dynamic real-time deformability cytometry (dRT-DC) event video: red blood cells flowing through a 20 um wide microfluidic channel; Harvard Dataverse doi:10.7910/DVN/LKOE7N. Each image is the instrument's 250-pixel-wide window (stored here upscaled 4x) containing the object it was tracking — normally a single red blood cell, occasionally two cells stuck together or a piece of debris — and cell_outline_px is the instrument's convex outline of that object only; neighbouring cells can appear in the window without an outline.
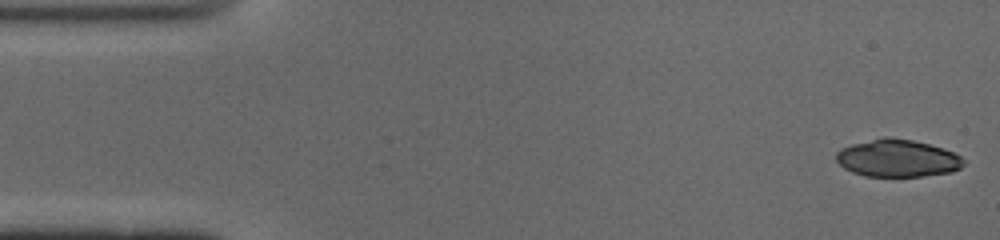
{"species": "common noctule bat (a hibernating species)", "species_latin": "Nyctalus noctula", "temperature_condition": "cold", "stored_images_in_passage": 50, "camera_frame_rate_fps": 3000, "um_per_image_px": 0.085, "animal": {"sex": "male", "body_mass_g": 19.0, "forearm_length_mm": 50.8}, "frame": {"image": 1, "passage_image": 1, "time_ms": 0.0, "image_size_px": [1000, 240], "cell_outline_px": [[964, 164], [960, 168], [952, 172], [924, 176], [864, 176], [852, 172], [844, 168], [836, 160], [836, 152], [840, 148], [852, 144], [884, 136], [912, 140], [944, 148], [960, 156], [964, 160]], "centroid_in_image_um": [76.27, 13.45], "position_along_channel_um": 8.7, "area_um2": 27.8}}
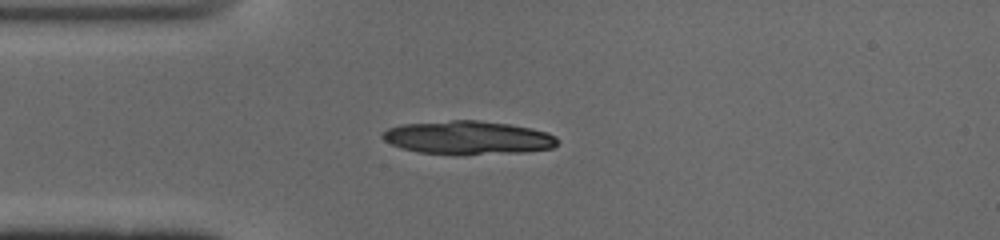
{"frame": {"image": 2, "passage_image": 12, "time_ms": 3.667, "image_size_px": [1000, 240], "cell_outline_px": [[560, 140], [552, 148], [524, 152], [420, 152], [400, 148], [384, 140], [380, 136], [380, 132], [388, 128], [400, 124], [452, 120], [480, 120], [508, 124], [532, 128], [548, 132], [556, 136]], "centroid_in_image_um": [39.77, 11.65], "position_along_channel_um": 45.2, "area_um2": 33.35}}